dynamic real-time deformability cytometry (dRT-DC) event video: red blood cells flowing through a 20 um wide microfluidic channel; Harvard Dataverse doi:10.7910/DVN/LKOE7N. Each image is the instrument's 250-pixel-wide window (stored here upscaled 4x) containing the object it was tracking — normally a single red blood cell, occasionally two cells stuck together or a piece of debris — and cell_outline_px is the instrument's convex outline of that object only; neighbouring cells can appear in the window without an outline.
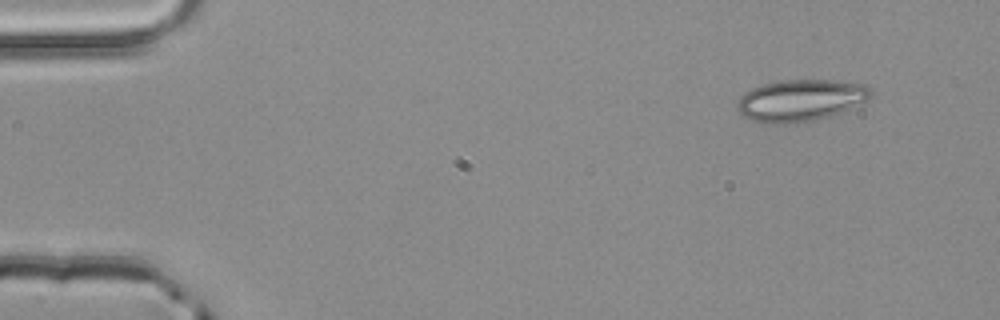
{"species": "common noctule bat (a hibernating species)", "species_latin": "Nyctalus noctula", "temperature_condition": "room temperature", "stored_images_in_passage": 2, "camera_frame_rate_fps": 3000, "um_per_image_px": 0.085, "animal": {"sex": "male", "body_mass_g": 20.4}, "frame": {"image": 1, "passage_image": 1, "time_ms": 0.0, "image_size_px": [1000, 320], "cell_outline_px": [[872, 96], [840, 112], [828, 116], [812, 120], [788, 124], [764, 124], [752, 120], [744, 116], [736, 108], [736, 104], [740, 96], [752, 88], [776, 80], [836, 80], [864, 84], [872, 92]], "centroid_in_image_um": [67.98, 8.52], "position_along_channel_um": 17.0, "area_um2": 32.31}}